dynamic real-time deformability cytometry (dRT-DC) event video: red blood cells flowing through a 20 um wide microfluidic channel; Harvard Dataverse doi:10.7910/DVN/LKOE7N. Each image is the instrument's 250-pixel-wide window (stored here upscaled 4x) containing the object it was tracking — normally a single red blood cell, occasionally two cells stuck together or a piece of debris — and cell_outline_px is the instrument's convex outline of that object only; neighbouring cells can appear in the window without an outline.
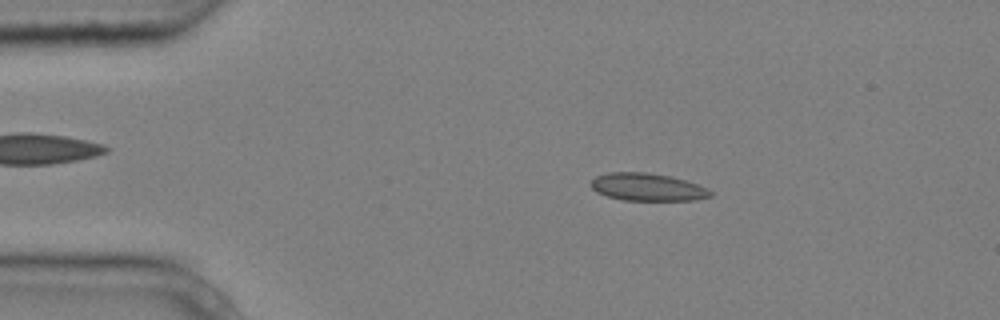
{"species": "common noctule bat (a hibernating species)", "species_latin": "Nyctalus noctula", "temperature_condition": "cold", "stored_images_in_passage": 8, "camera_frame_rate_fps": 3000, "um_per_image_px": 0.085, "animal": {"sex": "male", "body_mass_g": 20.4}, "frame": {"image": 1, "passage_image": 1, "time_ms": 0.0, "image_size_px": [1000, 320], "cell_outline_px": [[712, 196], [696, 200], [624, 200], [608, 196], [596, 192], [588, 184], [596, 176], [608, 172], [644, 172], [668, 176], [684, 180], [708, 188], [712, 192]], "centroid_in_image_um": [55.01, 15.9], "position_along_channel_um": 30.0, "area_um2": 19.13}}
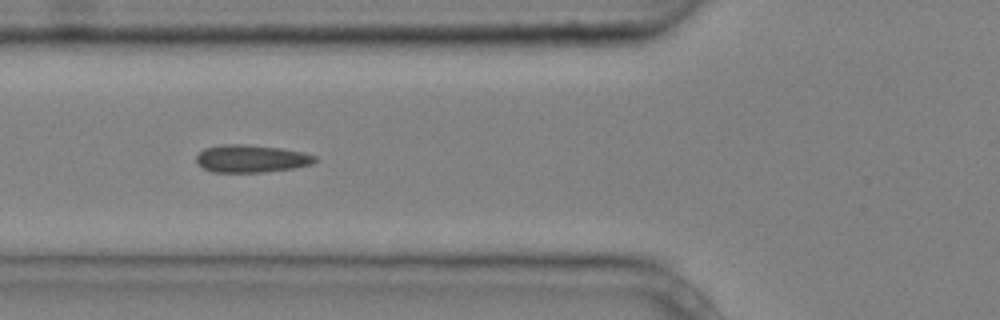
{"frame": {"image": 2, "passage_image": 4, "time_ms": 1.0, "image_size_px": [1000, 320], "cell_outline_px": [[316, 160], [312, 164], [292, 168], [260, 172], [212, 172], [204, 168], [196, 160], [196, 156], [204, 148], [220, 144], [244, 144], [280, 148], [304, 152], [316, 156]], "centroid_in_image_um": [21.34, 13.47], "position_along_channel_um": 104.5, "area_um2": 18.96}}
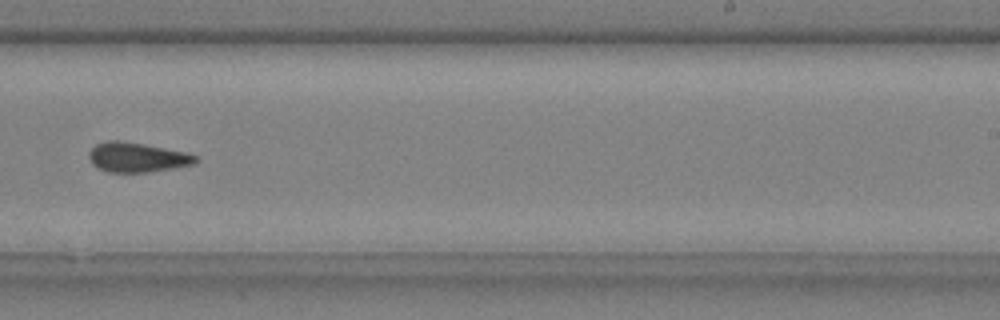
{"frame": {"image": 3, "passage_image": 8, "time_ms": 2.333, "image_size_px": [1000, 320], "cell_outline_px": [[200, 160], [196, 164], [176, 168], [148, 172], [108, 172], [96, 168], [92, 164], [88, 156], [88, 152], [96, 144], [108, 140], [120, 140], [144, 144], [188, 152], [196, 156]], "centroid_in_image_um": [11.68, 13.37], "position_along_channel_um": 277.3, "area_um2": 18.79}}